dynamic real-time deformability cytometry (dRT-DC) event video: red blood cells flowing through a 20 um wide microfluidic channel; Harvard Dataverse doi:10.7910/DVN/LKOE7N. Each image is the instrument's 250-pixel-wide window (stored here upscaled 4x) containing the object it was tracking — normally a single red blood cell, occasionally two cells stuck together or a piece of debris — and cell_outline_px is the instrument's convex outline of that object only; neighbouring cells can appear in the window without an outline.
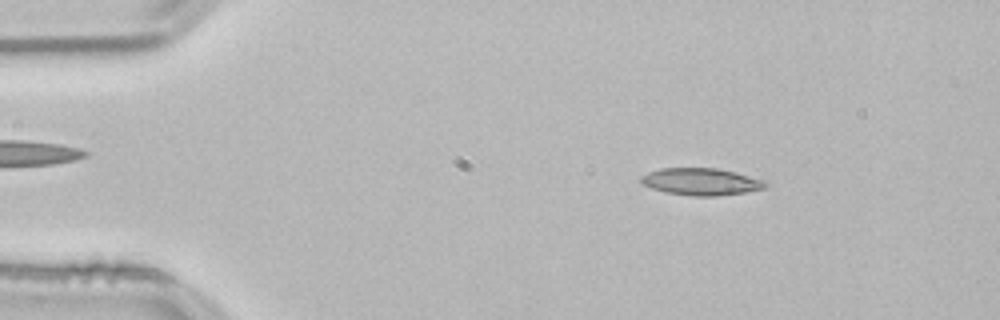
{"species": "common noctule bat (a hibernating species)", "species_latin": "Nyctalus noctula", "temperature_condition": "room temperature", "stored_images_in_passage": 52, "camera_frame_rate_fps": 3000, "um_per_image_px": 0.085, "animal": {"sex": "male", "body_mass_g": 21.5, "forearm_length_mm": 52.0}, "frame": {"image": 1, "passage_image": 7, "time_ms": 2.0, "image_size_px": [1000, 320], "cell_outline_px": [[768, 184], [764, 188], [744, 192], [716, 196], [692, 196], [664, 192], [652, 188], [644, 184], [640, 180], [640, 176], [648, 172], [660, 168], [716, 168], [736, 172], [764, 180]], "centroid_in_image_um": [59.58, 15.44], "position_along_channel_um": 25.4, "area_um2": 19.59}}
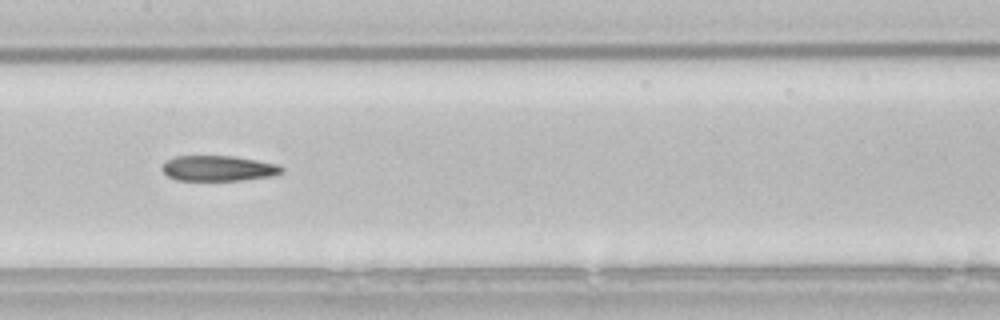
{"frame": {"image": 2, "passage_image": 25, "time_ms": 8.0, "image_size_px": [1000, 320], "cell_outline_px": [[284, 172], [268, 176], [240, 180], [176, 180], [168, 176], [160, 168], [168, 160], [176, 156], [232, 156], [256, 160], [276, 164], [284, 168]], "centroid_in_image_um": [18.54, 14.3], "position_along_channel_um": 188.9, "area_um2": 17.46}}
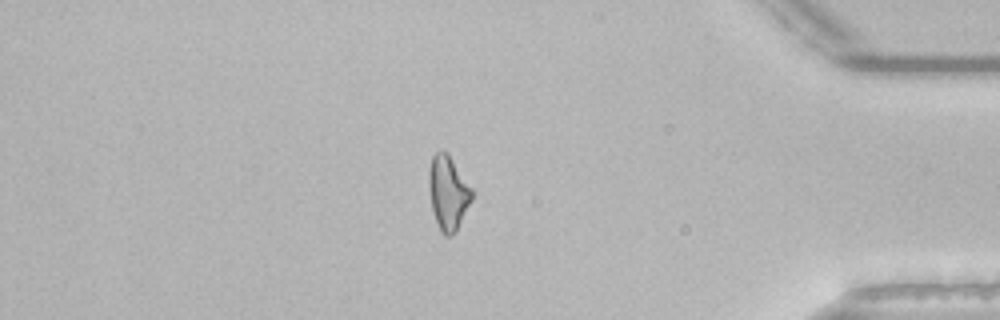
{"frame": {"image": 3, "passage_image": 44, "time_ms": 14.333, "image_size_px": [1000, 320], "cell_outline_px": [[472, 200], [456, 232], [452, 236], [444, 236], [432, 212], [428, 188], [428, 172], [432, 156], [436, 152], [448, 152], [472, 188]], "centroid_in_image_um": [38.08, 16.39], "position_along_channel_um": 397.1, "area_um2": 18.73}, "authors_computed_cell_mechanics": {"area_um2": 19.0162, "velocity_mm_per_s": 3.8422, "shape_relaxation_time_tau1_ms": null, "shape_relaxation_time_tau2_ms": 10.8196, "deformation_change_tau1": null, "deformation_change_tau2": 0.2733}}